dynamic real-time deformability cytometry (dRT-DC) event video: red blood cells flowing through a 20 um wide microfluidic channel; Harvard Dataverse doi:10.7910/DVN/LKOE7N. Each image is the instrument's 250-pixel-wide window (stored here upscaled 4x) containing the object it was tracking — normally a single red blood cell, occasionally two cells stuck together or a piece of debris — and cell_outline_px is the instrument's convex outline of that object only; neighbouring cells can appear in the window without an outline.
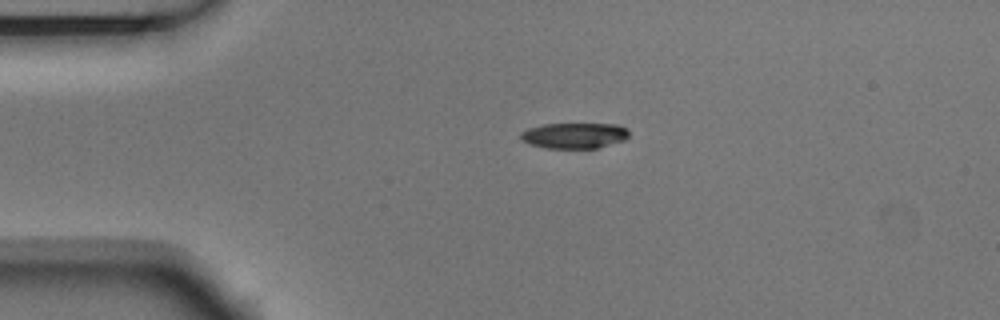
{"species": "Egyptian fruit bat (a non-hibernating species)", "species_latin": "Rousettus aegyptiacus", "temperature_condition": "room temperature", "stored_images_in_passage": 2, "camera_frame_rate_fps": 3000, "um_per_image_px": 0.085, "animal": {"sex": "male"}, "frame": {"image": 1, "passage_image": 1, "time_ms": 0.0, "image_size_px": [1000, 320], "cell_outline_px": [[628, 136], [624, 140], [596, 148], [544, 148], [532, 144], [524, 140], [520, 136], [520, 132], [528, 128], [544, 124], [616, 124], [628, 128]], "centroid_in_image_um": [48.83, 11.51], "position_along_channel_um": 36.2, "area_um2": 16.07}}